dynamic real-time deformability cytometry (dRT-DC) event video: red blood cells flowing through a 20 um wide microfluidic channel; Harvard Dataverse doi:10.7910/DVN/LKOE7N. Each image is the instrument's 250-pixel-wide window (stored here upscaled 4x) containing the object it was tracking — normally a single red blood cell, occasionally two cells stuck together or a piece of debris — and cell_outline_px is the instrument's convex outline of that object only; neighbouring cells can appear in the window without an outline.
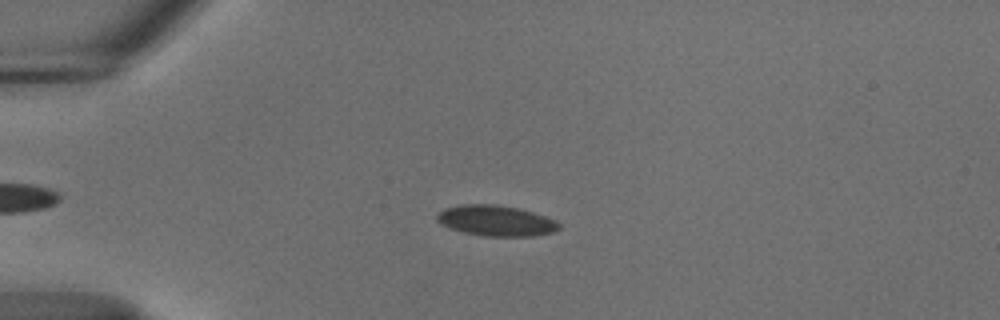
{"species": "common noctule bat (a hibernating species)", "species_latin": "Nyctalus noctula", "temperature_condition": "cold", "stored_images_in_passage": 46, "camera_frame_rate_fps": 3000, "um_per_image_px": 0.085, "animal": {"sex": "male", "body_mass_g": 18.8}, "frame": {"image": 1, "passage_image": 10, "time_ms": 3.0, "image_size_px": [1000, 320], "cell_outline_px": [[560, 228], [552, 232], [532, 236], [484, 236], [464, 232], [440, 224], [436, 220], [436, 216], [444, 208], [464, 204], [492, 204], [516, 208], [532, 212], [556, 220], [560, 224]], "centroid_in_image_um": [42.15, 18.76], "position_along_channel_um": 42.9, "area_um2": 21.56}}
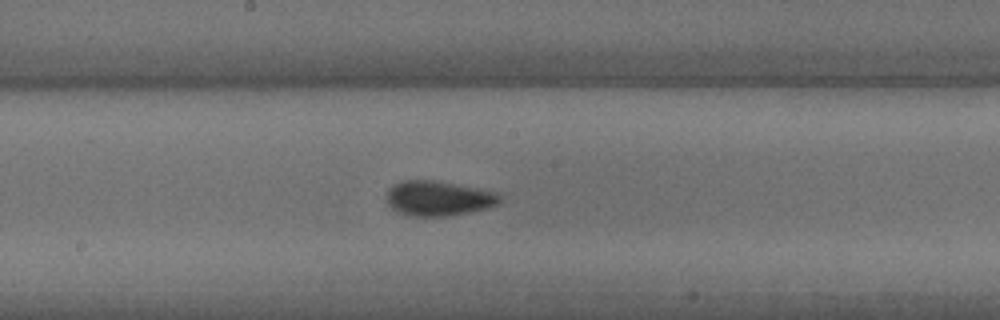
{"frame": {"image": 2, "passage_image": 26, "time_ms": 8.333, "image_size_px": [1000, 320], "cell_outline_px": [[500, 200], [496, 204], [488, 208], [468, 212], [444, 216], [412, 216], [400, 212], [392, 208], [388, 204], [388, 188], [392, 184], [404, 180], [432, 180], [456, 184], [496, 192], [500, 196]], "centroid_in_image_um": [37.24, 16.85], "position_along_channel_um": 211.0, "area_um2": 22.72}}
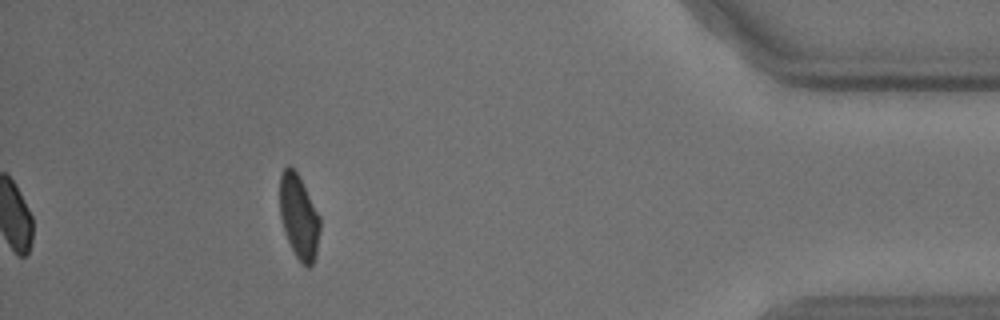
{"frame": {"image": 3, "passage_image": 46, "time_ms": 15.0, "image_size_px": [1000, 320], "cell_outline_px": [[320, 228], [316, 252], [312, 264], [308, 268], [296, 256], [284, 232], [280, 216], [280, 176], [284, 168], [288, 164], [296, 172], [320, 216]], "centroid_in_image_um": [25.39, 18.42], "position_along_channel_um": 409.8, "area_um2": 19.31}, "authors_computed_cell_mechanics": {"area_um2": 21.4727, "velocity_mm_per_s": 3.6887, "shape_relaxation_time_tau1_ms": 3.4067, "shape_relaxation_time_tau2_ms": null, "deformation_change_tau1": 0.1015, "deformation_change_tau2": null}}